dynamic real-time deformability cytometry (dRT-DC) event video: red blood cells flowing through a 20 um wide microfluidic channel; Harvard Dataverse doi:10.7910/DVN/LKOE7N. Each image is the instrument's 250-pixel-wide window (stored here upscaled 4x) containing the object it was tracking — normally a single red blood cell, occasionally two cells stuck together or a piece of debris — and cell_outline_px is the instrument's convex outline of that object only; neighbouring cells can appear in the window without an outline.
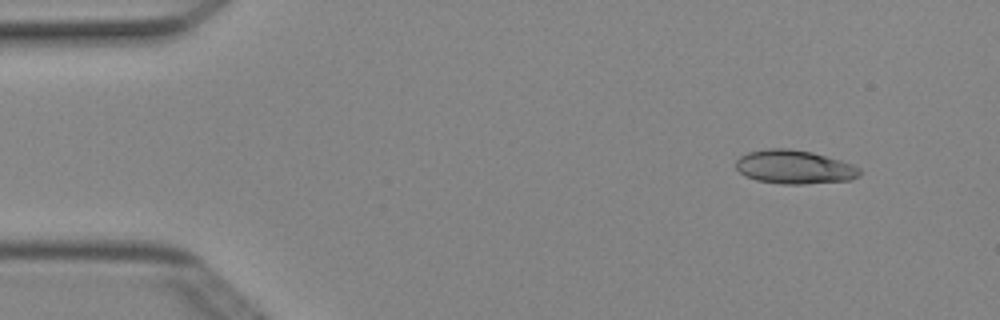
{"species": "Egyptian fruit bat (a non-hibernating species)", "species_latin": "Rousettus aegyptiacus", "temperature_condition": "cold", "stored_images_in_passage": 3, "camera_frame_rate_fps": 3000, "um_per_image_px": 0.085, "animal": {"sex": "female"}, "frame": {"image": 1, "passage_image": 1, "time_ms": 0.0, "image_size_px": [1000, 320], "cell_outline_px": [[860, 176], [852, 180], [804, 184], [780, 184], [756, 180], [744, 176], [736, 168], [736, 160], [740, 156], [748, 152], [764, 148], [788, 148], [812, 152], [840, 160], [852, 164], [860, 168]], "centroid_in_image_um": [67.51, 14.2], "position_along_channel_um": 17.5, "area_um2": 24.57}}